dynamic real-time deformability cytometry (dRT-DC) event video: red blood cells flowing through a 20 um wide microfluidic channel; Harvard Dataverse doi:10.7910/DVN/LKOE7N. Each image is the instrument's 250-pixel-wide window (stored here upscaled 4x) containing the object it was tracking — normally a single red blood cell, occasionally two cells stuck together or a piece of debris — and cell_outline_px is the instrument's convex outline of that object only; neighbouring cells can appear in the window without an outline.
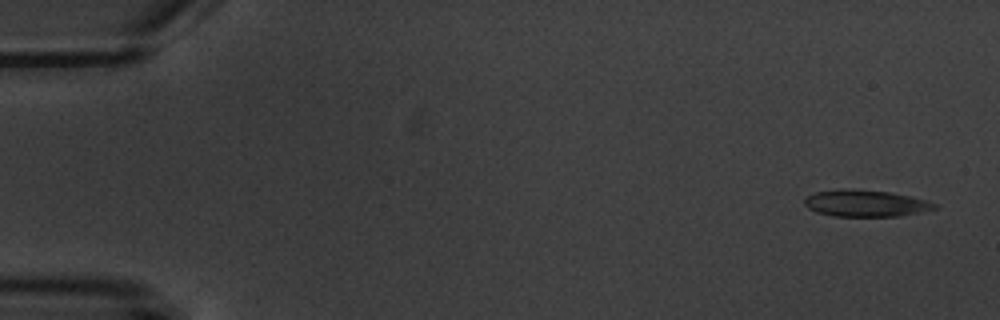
{"species": "common noctule bat (a hibernating species)", "species_latin": "Nyctalus noctula", "temperature_condition": "warm", "stored_images_in_passage": 4, "camera_frame_rate_fps": 3000, "um_per_image_px": 0.085, "animal": {"sex": "male", "body_mass_g": 20.1, "forearm_length_mm": 53.5}, "frame": {"image": 1, "passage_image": 1, "time_ms": 0.0, "image_size_px": [1000, 320], "cell_outline_px": [[940, 208], [900, 216], [832, 216], [816, 212], [808, 208], [804, 204], [804, 200], [808, 196], [816, 192], [840, 188], [852, 188], [888, 192], [908, 196], [924, 200], [936, 204]], "centroid_in_image_um": [73.54, 17.28], "position_along_channel_um": 11.5, "area_um2": 20.23}}
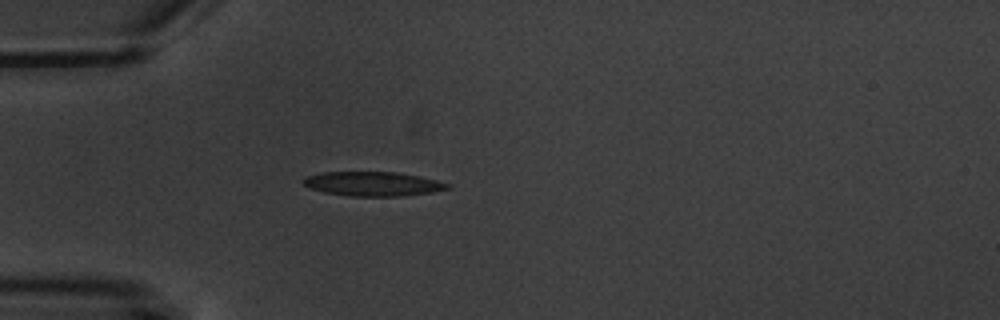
{"frame": {"image": 2, "passage_image": 4, "time_ms": 4.667, "image_size_px": [1000, 320], "cell_outline_px": [[452, 188], [432, 192], [400, 196], [348, 196], [324, 192], [312, 188], [304, 184], [300, 180], [304, 176], [324, 172], [396, 172], [420, 176], [452, 184]], "centroid_in_image_um": [31.71, 15.62], "position_along_channel_um": 53.3, "area_um2": 20.52}}